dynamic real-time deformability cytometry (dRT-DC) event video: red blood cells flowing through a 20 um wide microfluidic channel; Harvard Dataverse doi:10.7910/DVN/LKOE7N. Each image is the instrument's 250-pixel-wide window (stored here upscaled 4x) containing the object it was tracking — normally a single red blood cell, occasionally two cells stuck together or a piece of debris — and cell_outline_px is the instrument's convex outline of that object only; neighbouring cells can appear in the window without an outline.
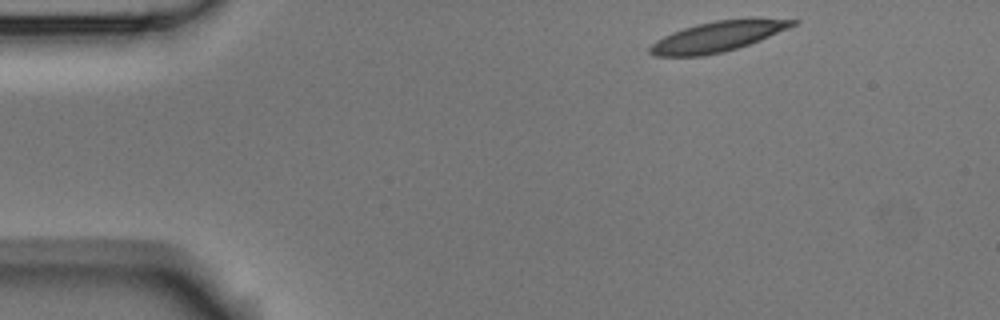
{"species": "Egyptian fruit bat (a non-hibernating species)", "species_latin": "Rousettus aegyptiacus", "temperature_condition": "room temperature", "stored_images_in_passage": 4, "camera_frame_rate_fps": 3000, "um_per_image_px": 0.085, "animal": {"sex": "male"}, "frame": {"image": 1, "passage_image": 1, "time_ms": 0.0, "image_size_px": [1000, 320], "cell_outline_px": [[800, 20], [796, 24], [788, 28], [760, 40], [724, 52], [704, 56], [656, 56], [648, 52], [648, 48], [656, 40], [672, 32], [696, 24], [716, 20], [752, 16], [756, 16]], "centroid_in_image_um": [61.06, 3.07], "position_along_channel_um": 23.9, "area_um2": 25.72}}
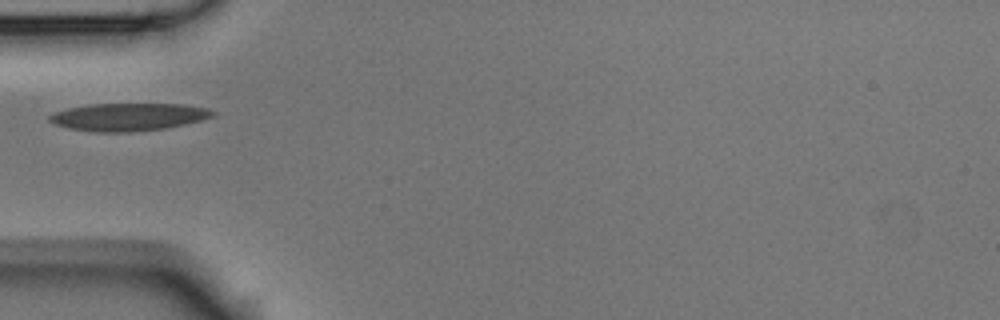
{"frame": {"image": 2, "passage_image": 4, "time_ms": 1.0, "image_size_px": [1000, 320], "cell_outline_px": [[216, 116], [168, 128], [128, 132], [92, 132], [68, 128], [56, 124], [48, 120], [48, 116], [56, 112], [68, 108], [88, 104], [184, 104], [208, 108], [216, 112]], "centroid_in_image_um": [10.94, 9.94], "position_along_channel_um": 74.1, "area_um2": 26.41}}